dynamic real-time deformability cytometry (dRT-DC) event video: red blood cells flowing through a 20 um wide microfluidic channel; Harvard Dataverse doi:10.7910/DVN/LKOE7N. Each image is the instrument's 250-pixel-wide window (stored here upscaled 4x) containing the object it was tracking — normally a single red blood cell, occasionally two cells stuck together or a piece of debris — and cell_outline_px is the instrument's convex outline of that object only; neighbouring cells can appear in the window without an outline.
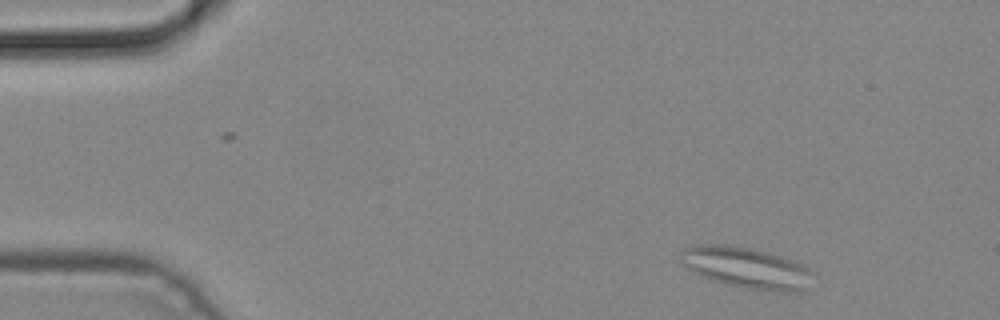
{"species": "common noctule bat (a hibernating species)", "species_latin": "Nyctalus noctula", "temperature_condition": "cold", "stored_images_in_passage": 2, "camera_frame_rate_fps": 3000, "um_per_image_px": 0.085, "animal": {"sex": "male", "body_mass_g": 19.2, "forearm_length_mm": 51.8}, "frame": {"image": 1, "passage_image": 2, "time_ms": 0.333, "image_size_px": [1000, 320], "cell_outline_px": [[812, 272], [804, 292], [780, 292], [752, 288], [728, 284], [712, 280], [692, 272], [680, 260], [680, 252], [684, 248], [696, 244], [728, 244], [752, 248], [780, 256], [804, 264]], "centroid_in_image_um": [63.42, 22.74], "position_along_channel_um": 21.6, "area_um2": 31.56}}